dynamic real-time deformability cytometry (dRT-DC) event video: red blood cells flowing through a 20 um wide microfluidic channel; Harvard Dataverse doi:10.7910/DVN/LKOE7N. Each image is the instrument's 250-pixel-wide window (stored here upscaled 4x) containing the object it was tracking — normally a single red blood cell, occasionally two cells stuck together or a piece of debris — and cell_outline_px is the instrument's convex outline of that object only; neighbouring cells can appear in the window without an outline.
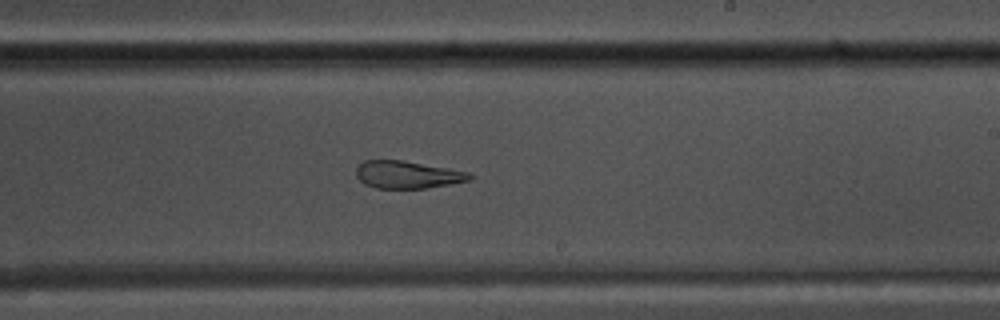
{"species": "common noctule bat (a hibernating species)", "species_latin": "Nyctalus noctula", "temperature_condition": "warm", "stored_images_in_passage": 38, "camera_frame_rate_fps": 3000, "um_per_image_px": 0.085, "animal": {"sex": "male", "body_mass_g": 17.5, "forearm_length_mm": 52.3}, "frame": {"image": 1, "passage_image": 27, "time_ms": 8.667, "image_size_px": [1000, 320], "cell_outline_px": [[472, 180], [428, 188], [376, 188], [364, 184], [356, 176], [356, 168], [364, 160], [404, 160], [448, 168], [468, 172], [472, 176]], "centroid_in_image_um": [34.63, 14.84], "position_along_channel_um": 254.4, "area_um2": 18.21}}